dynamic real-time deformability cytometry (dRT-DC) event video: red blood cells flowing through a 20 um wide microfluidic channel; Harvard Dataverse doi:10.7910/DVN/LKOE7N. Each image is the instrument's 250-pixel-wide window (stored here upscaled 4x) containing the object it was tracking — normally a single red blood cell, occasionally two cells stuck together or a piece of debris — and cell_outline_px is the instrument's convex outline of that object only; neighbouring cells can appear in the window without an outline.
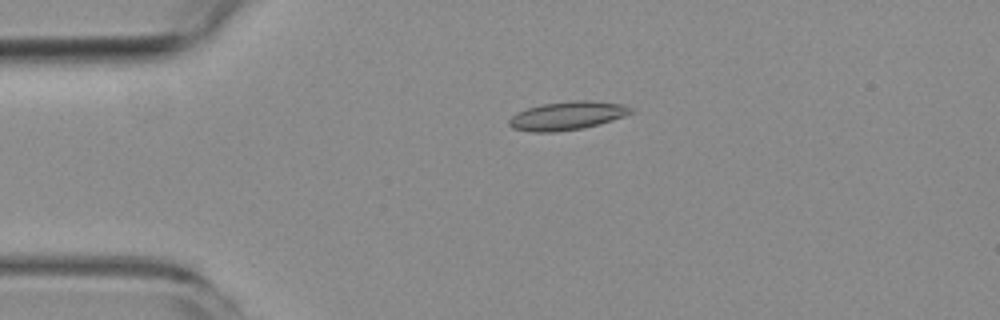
{"species": "common noctule bat (a hibernating species)", "species_latin": "Nyctalus noctula", "temperature_condition": "room temperature", "stored_images_in_passage": 5, "camera_frame_rate_fps": 3000, "um_per_image_px": 0.085, "animal": {"sex": "female", "body_mass_g": 19.3, "forearm_length_mm": 54.1}, "frame": {"image": 1, "passage_image": 4, "time_ms": 3.667, "image_size_px": [1000, 320], "cell_outline_px": [[632, 112], [624, 116], [612, 120], [584, 128], [552, 132], [532, 132], [512, 128], [508, 124], [508, 120], [516, 112], [528, 108], [544, 104], [576, 100], [588, 100], [624, 104], [632, 108]], "centroid_in_image_um": [48.2, 9.84], "position_along_channel_um": 36.8, "area_um2": 20.06}}